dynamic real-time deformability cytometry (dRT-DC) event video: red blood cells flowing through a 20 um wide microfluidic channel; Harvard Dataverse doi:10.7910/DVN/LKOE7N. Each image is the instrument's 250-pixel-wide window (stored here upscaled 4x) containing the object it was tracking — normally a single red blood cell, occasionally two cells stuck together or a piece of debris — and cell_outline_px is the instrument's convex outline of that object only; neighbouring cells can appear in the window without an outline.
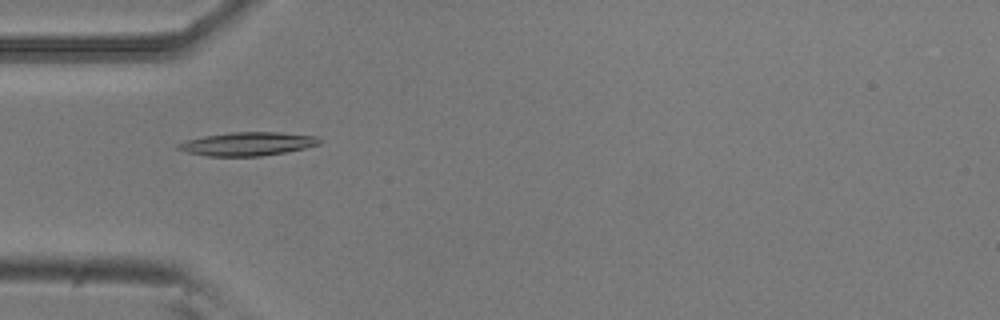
{"species": "common noctule bat (a hibernating species)", "species_latin": "Nyctalus noctula", "temperature_condition": "room temperature", "stored_images_in_passage": 6, "camera_frame_rate_fps": 3000, "um_per_image_px": 0.085, "animal": {"sex": "male", "body_mass_g": 20.5, "forearm_length_mm": 52.5}, "frame": {"image": 1, "passage_image": 4, "time_ms": 1.0, "image_size_px": [1000, 320], "cell_outline_px": [[320, 144], [304, 148], [284, 152], [260, 156], [208, 156], [188, 152], [176, 148], [176, 144], [184, 140], [204, 136], [232, 132], [280, 132], [316, 136], [320, 140]], "centroid_in_image_um": [21.01, 12.22], "position_along_channel_um": 64.0, "area_um2": 19.25}}
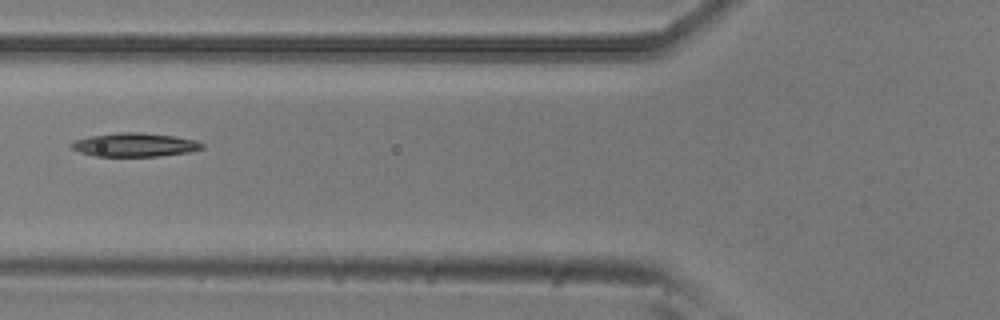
{"frame": {"image": 2, "passage_image": 5, "time_ms": 1.333, "image_size_px": [1000, 320], "cell_outline_px": [[204, 148], [188, 152], [160, 156], [96, 156], [80, 152], [72, 148], [68, 144], [76, 140], [88, 136], [120, 132], [140, 132], [172, 136], [196, 140], [204, 144]], "centroid_in_image_um": [11.44, 12.3], "position_along_channel_um": 114.4, "area_um2": 17.98}}
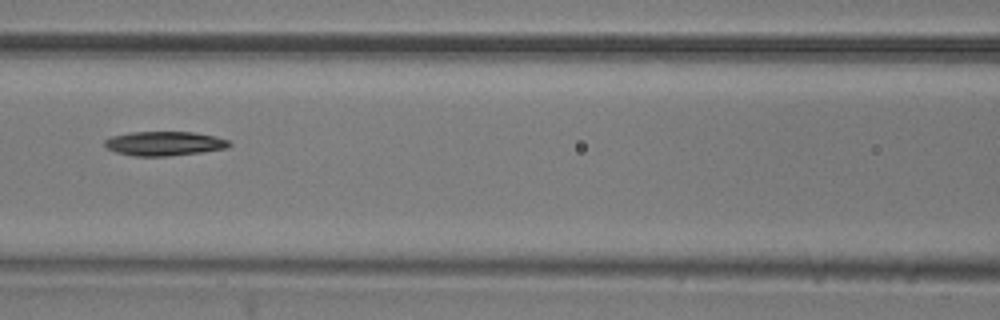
{"frame": {"image": 3, "passage_image": 6, "time_ms": 1.667, "image_size_px": [1000, 320], "cell_outline_px": [[232, 144], [228, 148], [200, 152], [168, 156], [132, 156], [116, 152], [108, 148], [104, 144], [104, 140], [112, 136], [132, 132], [192, 132], [216, 136], [228, 140]], "centroid_in_image_um": [13.98, 12.2], "position_along_channel_um": 152.6, "area_um2": 17.57}}